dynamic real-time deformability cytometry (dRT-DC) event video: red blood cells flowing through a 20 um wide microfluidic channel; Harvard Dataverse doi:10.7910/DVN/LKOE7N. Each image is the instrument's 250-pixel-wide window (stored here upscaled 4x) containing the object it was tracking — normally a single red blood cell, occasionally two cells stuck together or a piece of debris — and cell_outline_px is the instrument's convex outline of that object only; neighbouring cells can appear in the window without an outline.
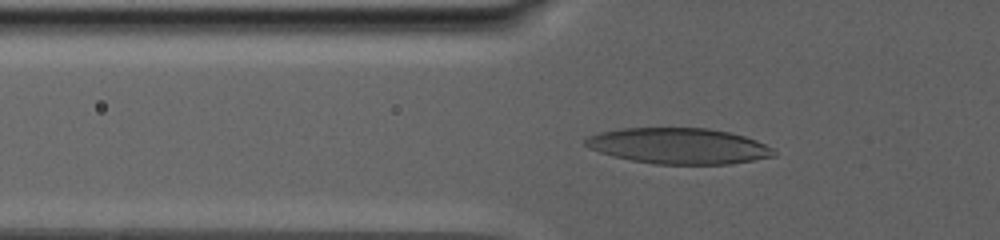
{"species": "human", "species_latin": "Homo sapiens", "temperature_condition": "warm", "stored_images_in_passage": 48, "camera_frame_rate_fps": 3000, "um_per_image_px": 0.085, "donor": {"sex": "male"}, "frame": {"image": 1, "passage_image": 19, "time_ms": 11.0, "image_size_px": [1000, 240], "cell_outline_px": [[776, 156], [728, 164], [656, 164], [632, 160], [612, 156], [588, 148], [584, 144], [584, 140], [588, 136], [600, 132], [620, 128], [708, 128], [728, 132], [744, 136], [756, 140], [772, 148], [776, 152]], "centroid_in_image_um": [57.66, 12.4], "position_along_channel_um": 68.1, "area_um2": 39.3}}
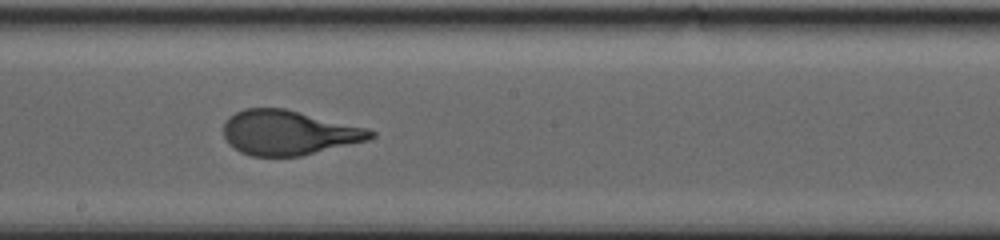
{"frame": {"image": 2, "passage_image": 30, "time_ms": 17.333, "image_size_px": [1000, 240], "cell_outline_px": [[376, 136], [368, 140], [300, 156], [252, 156], [240, 152], [228, 144], [224, 136], [224, 120], [228, 116], [244, 108], [284, 108], [368, 128], [376, 132]], "centroid_in_image_um": [24.51, 11.27], "position_along_channel_um": 223.7, "area_um2": 38.32}}
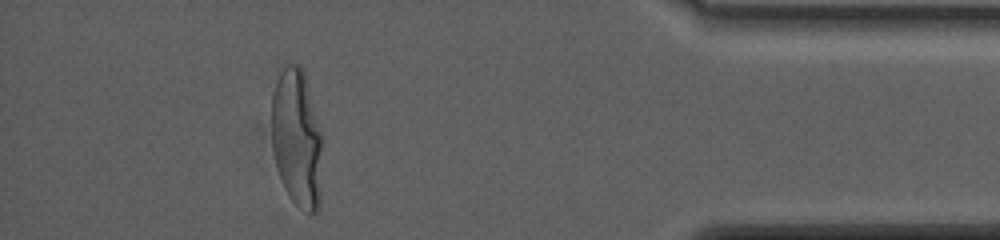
{"frame": {"image": 3, "passage_image": 44, "time_ms": 26.0, "image_size_px": [1000, 240], "cell_outline_px": [[324, 140], [320, 200], [316, 212], [308, 212], [296, 204], [288, 196], [284, 188], [276, 164], [272, 148], [272, 92], [276, 80], [280, 72], [288, 64], [300, 64], [304, 72], [324, 132]], "centroid_in_image_um": [25.29, 11.73], "position_along_channel_um": 409.9, "area_um2": 42.08}, "authors_computed_cell_mechanics": {"area_um2": 39.2173, "velocity_mm_per_s": 2.5643, "shape_relaxation_time_tau1_ms": 7.6352, "shape_relaxation_time_tau2_ms": null, "deformation_change_tau1": 0.257, "deformation_change_tau2": null}}